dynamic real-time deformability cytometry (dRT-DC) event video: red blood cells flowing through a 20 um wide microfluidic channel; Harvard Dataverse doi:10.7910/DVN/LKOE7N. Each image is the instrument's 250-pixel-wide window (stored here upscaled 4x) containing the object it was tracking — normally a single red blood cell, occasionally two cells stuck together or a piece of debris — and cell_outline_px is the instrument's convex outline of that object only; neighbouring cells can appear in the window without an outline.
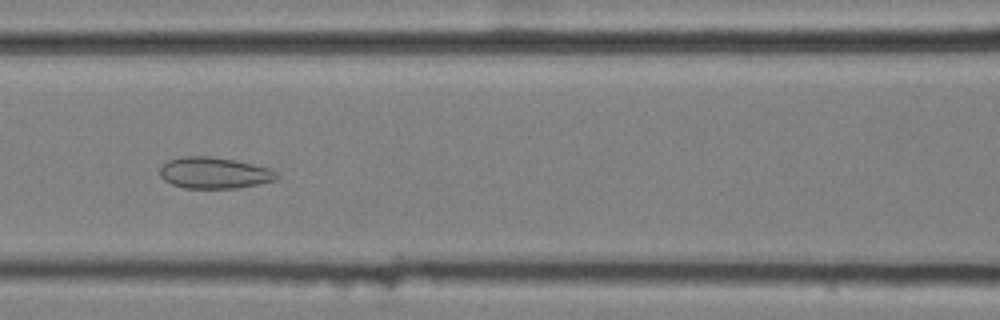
{"species": "common noctule bat (a hibernating species)", "species_latin": "Nyctalus noctula", "temperature_condition": "cold", "stored_images_in_passage": 52, "camera_frame_rate_fps": 3000, "um_per_image_px": 0.085, "animal": {"sex": "female", "body_mass_g": 25.1}, "frame": {"image": 1, "passage_image": 20, "time_ms": 6.333, "image_size_px": [1000, 320], "cell_outline_px": [[280, 176], [276, 180], [236, 188], [184, 188], [172, 184], [164, 180], [160, 176], [160, 168], [168, 160], [184, 156], [208, 156], [232, 160], [272, 168]], "centroid_in_image_um": [18.21, 14.7], "position_along_channel_um": 148.4, "area_um2": 21.21}}
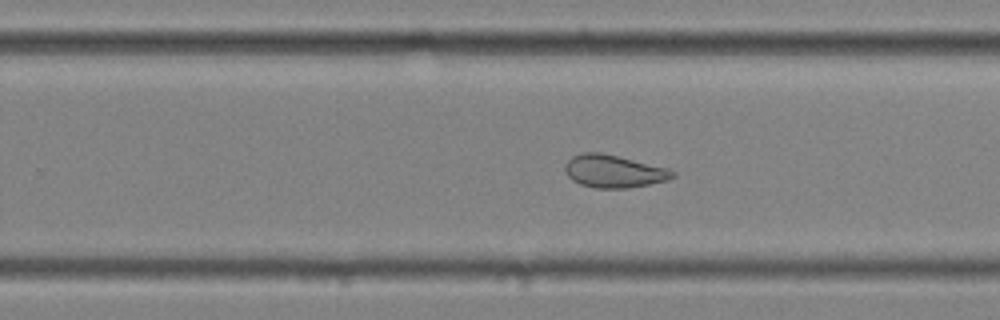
{"frame": {"image": 2, "passage_image": 31, "time_ms": 10.0, "image_size_px": [1000, 320], "cell_outline_px": [[676, 176], [668, 180], [628, 188], [596, 188], [580, 184], [572, 180], [568, 176], [564, 168], [564, 164], [572, 156], [580, 152], [600, 152], [668, 168], [676, 172]], "centroid_in_image_um": [52.16, 14.55], "position_along_channel_um": 277.6, "area_um2": 20.52}}
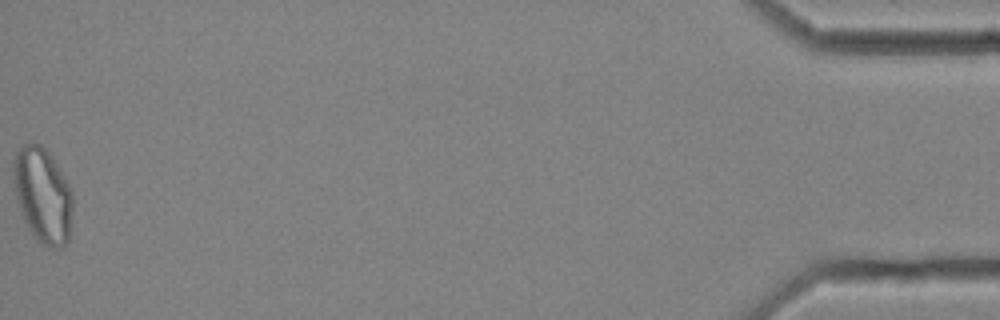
{"frame": {"image": 3, "passage_image": 52, "time_ms": 17.0, "image_size_px": [1000, 320], "cell_outline_px": [[72, 216], [68, 244], [60, 248], [48, 248], [40, 244], [28, 228], [24, 220], [16, 196], [12, 172], [12, 160], [20, 148], [24, 144], [32, 140], [40, 144], [48, 152], [56, 164], [68, 184], [72, 192]], "centroid_in_image_um": [3.63, 16.61], "position_along_channel_um": 431.6, "area_um2": 33.12}, "authors_computed_cell_mechanics": {"area_um2": 25.9811, "velocity_mm_per_s": 3.5271, "shape_relaxation_time_tau1_ms": null, "shape_relaxation_time_tau2_ms": 1.5677, "deformation_change_tau1": null, "deformation_change_tau2": 0.0784}}